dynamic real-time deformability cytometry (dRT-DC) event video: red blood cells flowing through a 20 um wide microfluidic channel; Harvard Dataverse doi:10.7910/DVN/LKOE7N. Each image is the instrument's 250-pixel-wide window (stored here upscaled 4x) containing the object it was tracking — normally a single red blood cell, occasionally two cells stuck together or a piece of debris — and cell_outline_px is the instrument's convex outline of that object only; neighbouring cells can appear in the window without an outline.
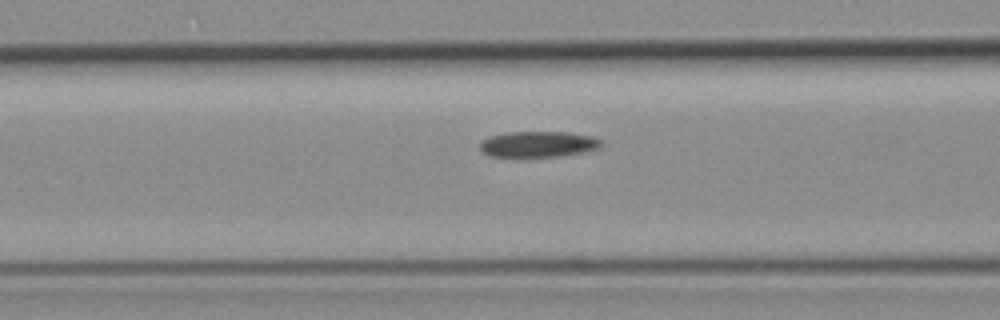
{"species": "common noctule bat (a hibernating species)", "species_latin": "Nyctalus noctula", "temperature_condition": "room temperature", "stored_images_in_passage": 5, "camera_frame_rate_fps": 3000, "um_per_image_px": 0.085, "animal": {"sex": "female", "body_mass_g": 19.3, "forearm_length_mm": 54.1}, "frame": {"image": 1, "passage_image": 4, "time_ms": 5.0, "image_size_px": [1000, 320], "cell_outline_px": [[604, 144], [600, 148], [560, 156], [532, 160], [512, 160], [488, 156], [480, 148], [480, 140], [492, 136], [508, 132], [568, 132], [592, 136], [600, 140]], "centroid_in_image_um": [45.67, 12.32], "position_along_channel_um": 120.9, "area_um2": 19.42}}
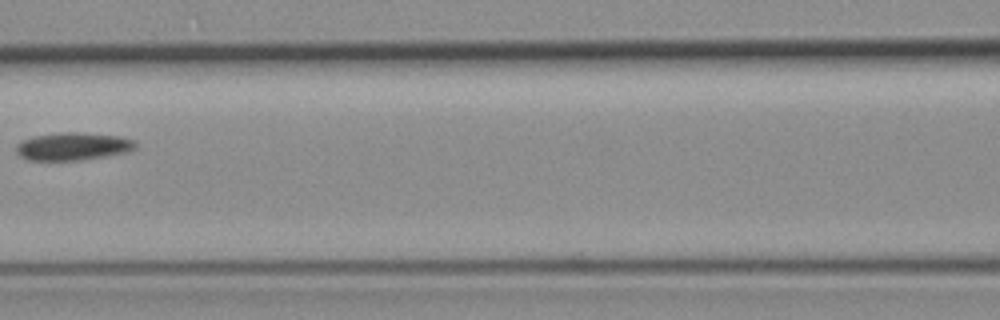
{"frame": {"image": 2, "passage_image": 5, "time_ms": 6.0, "image_size_px": [1000, 320], "cell_outline_px": [[136, 148], [128, 152], [80, 160], [28, 160], [20, 156], [16, 152], [16, 144], [24, 140], [36, 136], [64, 132], [76, 132], [116, 136], [132, 140], [136, 144]], "centroid_in_image_um": [6.18, 12.45], "position_along_channel_um": 160.4, "area_um2": 18.96}}